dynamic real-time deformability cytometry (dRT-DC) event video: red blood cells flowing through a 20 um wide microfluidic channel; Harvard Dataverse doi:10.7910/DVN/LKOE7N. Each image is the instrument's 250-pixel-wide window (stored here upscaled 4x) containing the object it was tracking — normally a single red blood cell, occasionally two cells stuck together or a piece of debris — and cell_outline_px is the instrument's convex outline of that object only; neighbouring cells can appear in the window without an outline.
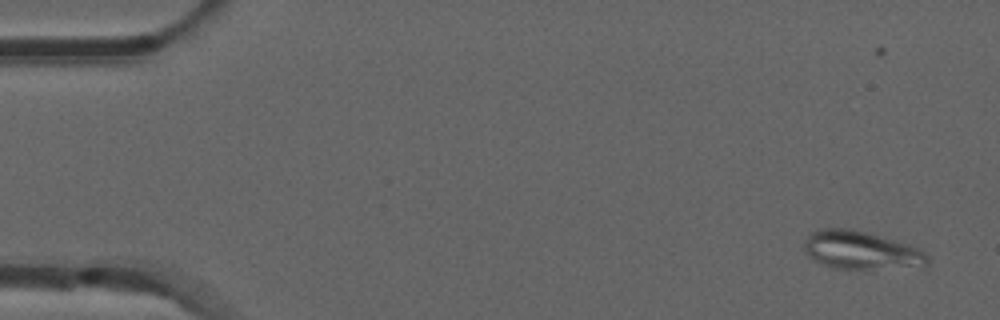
{"species": "common noctule bat (a hibernating species)", "species_latin": "Nyctalus noctula", "temperature_condition": "room temperature", "stored_images_in_passage": 57, "camera_frame_rate_fps": 3000, "um_per_image_px": 0.085, "animal": {"sex": "male", "forearm_length_mm": 52.5}, "frame": {"image": 1, "passage_image": 7, "time_ms": 2.0, "image_size_px": [1000, 320], "cell_outline_px": [[928, 264], [924, 268], [836, 268], [824, 264], [808, 256], [804, 252], [804, 244], [808, 236], [816, 228], [852, 228], [908, 244], [924, 252], [928, 256]], "centroid_in_image_um": [73.21, 21.27], "position_along_channel_um": 11.8, "area_um2": 27.4}}
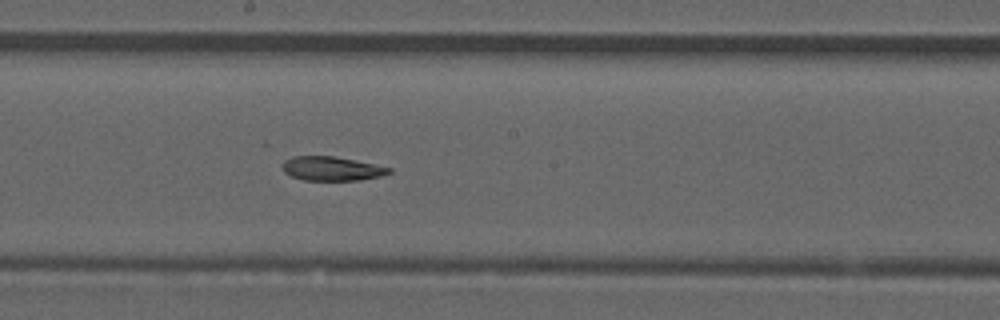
{"frame": {"image": 2, "passage_image": 33, "time_ms": 10.667, "image_size_px": [1000, 320], "cell_outline_px": [[392, 172], [380, 176], [360, 180], [304, 180], [292, 176], [284, 172], [280, 164], [284, 160], [292, 156], [332, 156], [392, 168]], "centroid_in_image_um": [28.14, 14.33], "position_along_channel_um": 220.1, "area_um2": 14.85}}
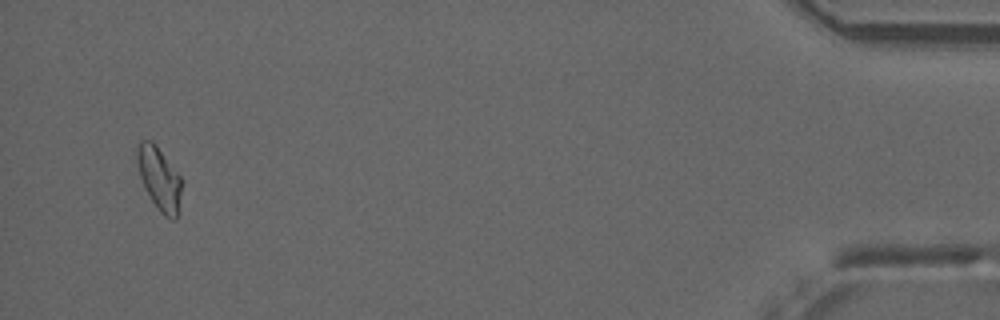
{"frame": {"image": 3, "passage_image": 55, "time_ms": 18.0, "image_size_px": [1000, 320], "cell_outline_px": [[180, 192], [176, 220], [172, 220], [164, 216], [160, 212], [144, 188], [140, 176], [132, 148], [140, 140], [152, 140], [156, 144], [180, 176]], "centroid_in_image_um": [13.45, 15.09], "position_along_channel_um": 421.7, "area_um2": 16.53}}